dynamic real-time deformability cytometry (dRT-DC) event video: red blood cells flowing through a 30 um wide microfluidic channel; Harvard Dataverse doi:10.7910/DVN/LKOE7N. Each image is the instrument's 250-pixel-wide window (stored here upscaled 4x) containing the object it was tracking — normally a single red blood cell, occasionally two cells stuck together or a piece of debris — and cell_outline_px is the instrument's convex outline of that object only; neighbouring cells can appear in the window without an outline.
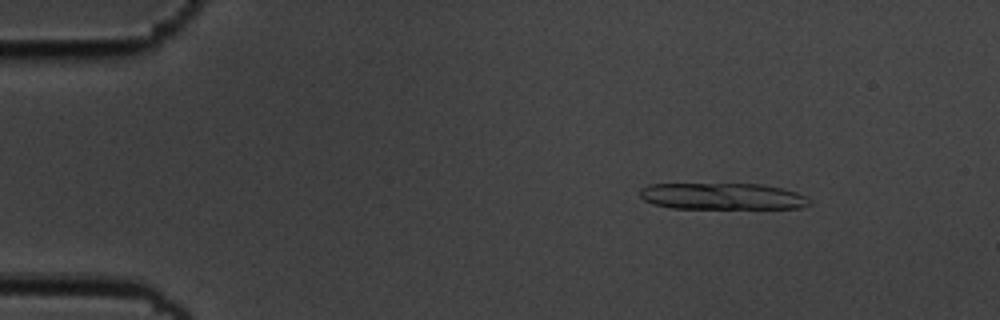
{"species": "common noctule bat (a hibernating species)", "species_latin": "Nyctalus noctula", "temperature_condition": "cold", "stored_images_in_passage": 5, "camera_frame_rate_fps": 3000, "um_per_image_px": 0.085, "animal": {"sex": "male", "body_mass_g": 19.5, "forearm_length_mm": 54.6}, "frame": {"image": 1, "passage_image": 2, "time_ms": 0.333, "image_size_px": [1000, 320], "cell_outline_px": [[812, 204], [800, 208], [672, 208], [652, 204], [644, 200], [640, 196], [640, 188], [648, 184], [764, 184], [796, 192], [812, 200]], "centroid_in_image_um": [61.39, 16.69], "position_along_channel_um": 23.6, "area_um2": 26.3}}